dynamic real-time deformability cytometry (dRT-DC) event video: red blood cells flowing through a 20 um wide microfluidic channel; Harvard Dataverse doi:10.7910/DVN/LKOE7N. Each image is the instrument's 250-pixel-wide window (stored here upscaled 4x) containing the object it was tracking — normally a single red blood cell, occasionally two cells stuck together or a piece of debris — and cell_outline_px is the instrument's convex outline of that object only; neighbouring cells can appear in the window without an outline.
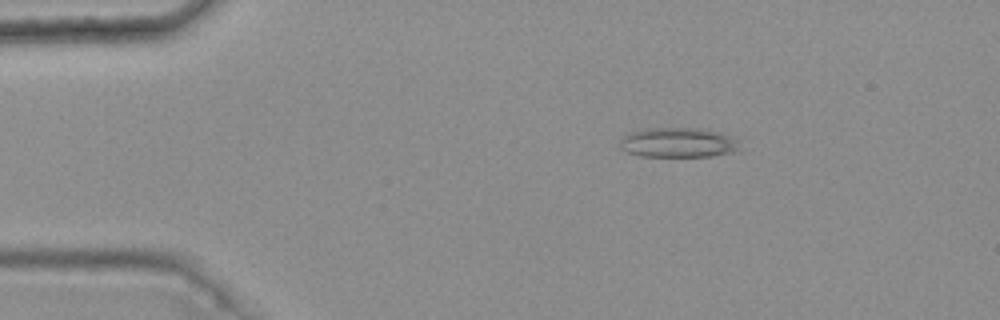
{"species": "common noctule bat (a hibernating species)", "species_latin": "Nyctalus noctula", "temperature_condition": "warm", "stored_images_in_passage": 4, "camera_frame_rate_fps": 3000, "um_per_image_px": 0.085, "animal": {"sex": "female", "body_mass_g": 25.1}, "frame": {"image": 1, "passage_image": 2, "time_ms": 0.333, "image_size_px": [1000, 320], "cell_outline_px": [[740, 152], [712, 156], [640, 156], [628, 152], [620, 148], [620, 140], [624, 136], [632, 132], [652, 128], [700, 128], [716, 132], [740, 140]], "centroid_in_image_um": [57.71, 12.13], "position_along_channel_um": 27.3, "area_um2": 20.81}}